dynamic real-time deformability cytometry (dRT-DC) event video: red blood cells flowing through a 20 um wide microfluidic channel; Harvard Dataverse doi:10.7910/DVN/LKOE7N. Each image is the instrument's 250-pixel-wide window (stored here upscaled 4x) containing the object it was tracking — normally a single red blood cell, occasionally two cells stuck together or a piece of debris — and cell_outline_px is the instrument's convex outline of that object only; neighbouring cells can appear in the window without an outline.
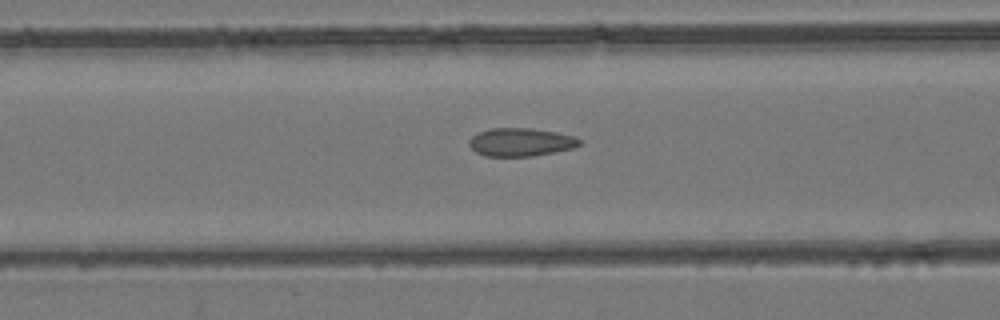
{"species": "common noctule bat (a hibernating species)", "species_latin": "Nyctalus noctula", "temperature_condition": "room temperature", "stored_images_in_passage": 46, "camera_frame_rate_fps": 3000, "um_per_image_px": 0.085, "animal": {"sex": "female", "body_mass_g": 24.6, "forearm_length_mm": 56.2}, "frame": {"image": 1, "passage_image": 18, "time_ms": 5.667, "image_size_px": [1000, 320], "cell_outline_px": [[584, 140], [580, 144], [572, 148], [556, 152], [532, 156], [484, 156], [476, 152], [468, 144], [468, 140], [472, 136], [480, 132], [492, 128], [532, 128], [556, 132], [576, 136]], "centroid_in_image_um": [44.29, 12.08], "position_along_channel_um": 122.3, "area_um2": 18.26}}
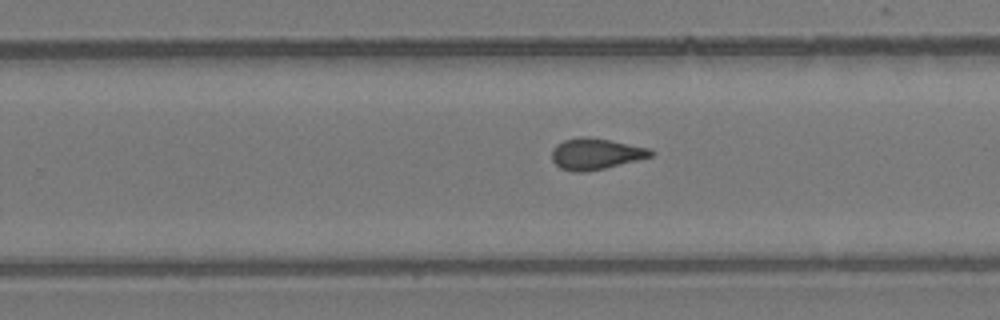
{"frame": {"image": 2, "passage_image": 30, "time_ms": 9.667, "image_size_px": [1000, 320], "cell_outline_px": [[656, 152], [652, 156], [604, 168], [584, 172], [572, 172], [560, 168], [552, 160], [552, 148], [556, 144], [564, 140], [580, 136], [588, 136], [652, 148]], "centroid_in_image_um": [50.63, 13.06], "position_along_channel_um": 279.2, "area_um2": 18.09}}
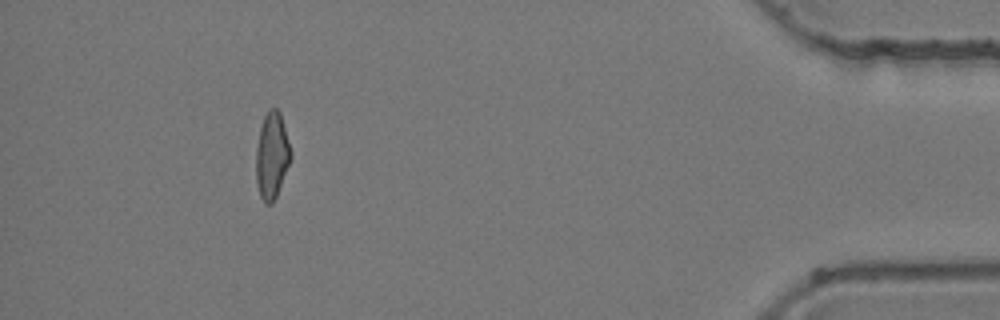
{"frame": {"image": 3, "passage_image": 45, "time_ms": 14.667, "image_size_px": [1000, 320], "cell_outline_px": [[292, 156], [276, 196], [272, 204], [264, 204], [260, 196], [256, 180], [256, 148], [260, 128], [264, 116], [268, 108], [276, 108], [280, 112], [292, 152]], "centroid_in_image_um": [23.1, 13.21], "position_along_channel_um": 412.1, "area_um2": 17.51}}